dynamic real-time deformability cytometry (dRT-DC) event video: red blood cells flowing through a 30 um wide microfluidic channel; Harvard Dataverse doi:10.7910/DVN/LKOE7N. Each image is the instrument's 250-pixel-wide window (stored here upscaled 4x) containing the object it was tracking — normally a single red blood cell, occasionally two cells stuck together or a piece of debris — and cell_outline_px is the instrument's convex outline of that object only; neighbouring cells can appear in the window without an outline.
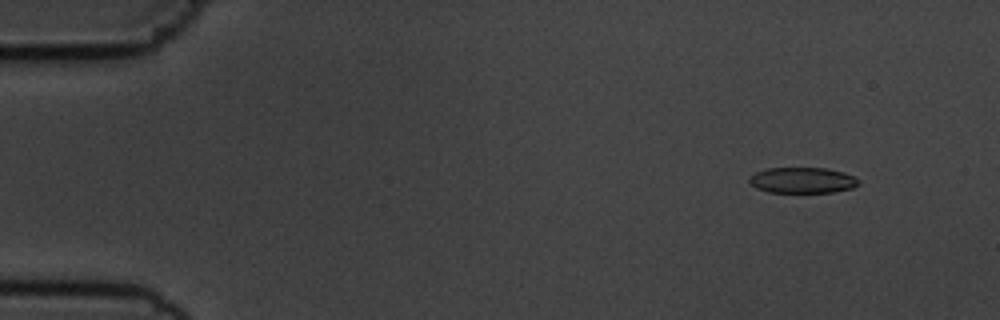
{"species": "common noctule bat (a hibernating species)", "species_latin": "Nyctalus noctula", "temperature_condition": "cold", "stored_images_in_passage": 5, "camera_frame_rate_fps": 3000, "um_per_image_px": 0.085, "animal": {"sex": "male", "body_mass_g": 19.5, "forearm_length_mm": 54.6}, "frame": {"image": 1, "passage_image": 2, "time_ms": 1.0, "image_size_px": [1000, 320], "cell_outline_px": [[860, 184], [852, 188], [832, 192], [768, 192], [756, 188], [748, 180], [756, 172], [768, 168], [828, 168], [844, 172], [860, 180]], "centroid_in_image_um": [68.24, 15.32], "position_along_channel_um": 16.8, "area_um2": 16.36}}
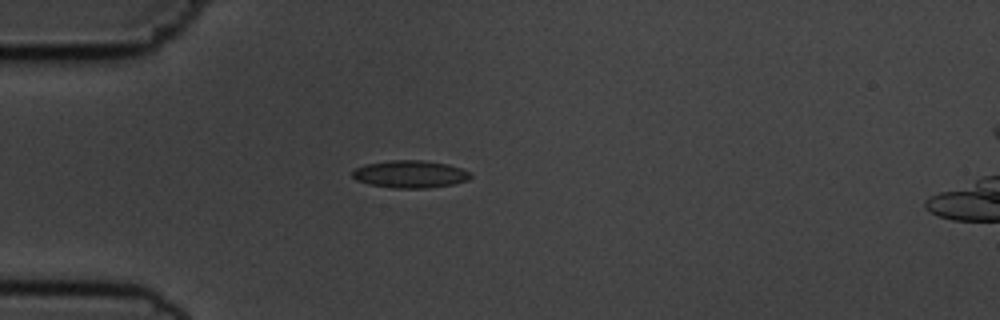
{"frame": {"image": 2, "passage_image": 4, "time_ms": 4.333, "image_size_px": [1000, 320], "cell_outline_px": [[472, 176], [468, 180], [452, 184], [428, 188], [392, 188], [372, 184], [356, 180], [352, 176], [352, 172], [356, 168], [364, 164], [392, 160], [424, 160], [448, 164], [472, 172]], "centroid_in_image_um": [34.89, 14.79], "position_along_channel_um": 50.1, "area_um2": 18.9}}